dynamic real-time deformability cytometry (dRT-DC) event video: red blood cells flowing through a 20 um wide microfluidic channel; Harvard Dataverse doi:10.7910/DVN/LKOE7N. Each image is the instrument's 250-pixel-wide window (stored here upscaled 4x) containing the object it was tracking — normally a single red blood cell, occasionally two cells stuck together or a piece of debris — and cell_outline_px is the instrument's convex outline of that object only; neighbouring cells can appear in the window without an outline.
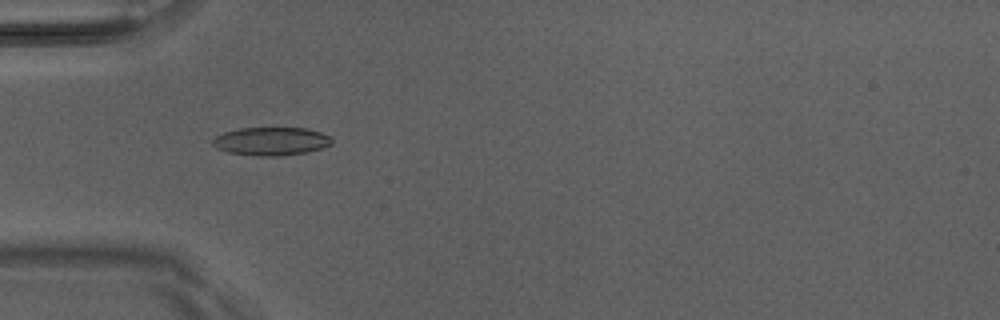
{"species": "Egyptian fruit bat (a non-hibernating species)", "species_latin": "Rousettus aegyptiacus", "temperature_condition": "room temperature", "stored_images_in_passage": 3, "camera_frame_rate_fps": 3000, "um_per_image_px": 0.085, "animal": {"sex": "male"}, "frame": {"image": 1, "passage_image": 2, "time_ms": 0.333, "image_size_px": [1000, 320], "cell_outline_px": [[332, 144], [308, 152], [280, 156], [256, 156], [228, 152], [216, 148], [212, 144], [212, 140], [216, 136], [224, 132], [240, 128], [304, 128], [320, 132], [328, 136], [332, 140]], "centroid_in_image_um": [23.02, 12.01], "position_along_channel_um": 62.0, "area_um2": 19.54}}